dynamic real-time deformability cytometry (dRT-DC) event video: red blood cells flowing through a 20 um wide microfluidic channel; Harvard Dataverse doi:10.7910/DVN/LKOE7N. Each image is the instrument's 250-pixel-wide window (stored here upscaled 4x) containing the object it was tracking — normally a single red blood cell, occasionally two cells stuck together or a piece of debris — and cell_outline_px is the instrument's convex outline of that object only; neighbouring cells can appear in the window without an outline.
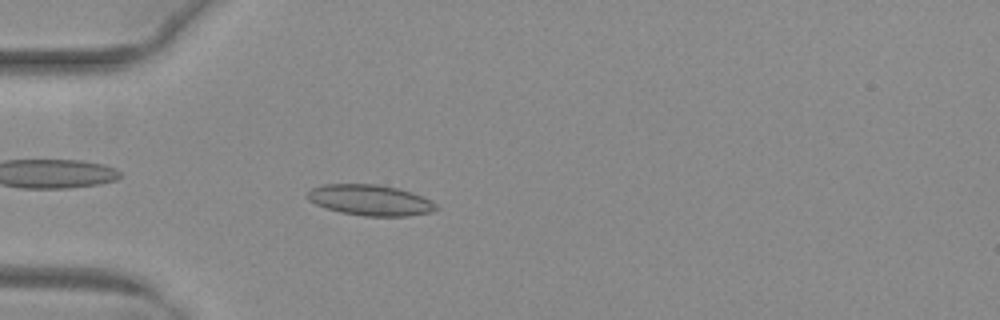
{"species": "common noctule bat (a hibernating species)", "species_latin": "Nyctalus noctula", "temperature_condition": "warm", "stored_images_in_passage": 51, "camera_frame_rate_fps": 3000, "um_per_image_px": 0.085, "animal": {"sex": "female", "body_mass_g": 29.2, "forearm_length_mm": 56.3}, "frame": {"image": 1, "passage_image": 15, "time_ms": 4.667, "image_size_px": [1000, 320], "cell_outline_px": [[440, 208], [432, 212], [408, 216], [364, 216], [340, 212], [316, 204], [308, 200], [308, 192], [312, 188], [324, 184], [376, 184], [400, 188], [412, 192], [432, 200]], "centroid_in_image_um": [31.53, 17.01], "position_along_channel_um": 53.5, "area_um2": 23.18}}
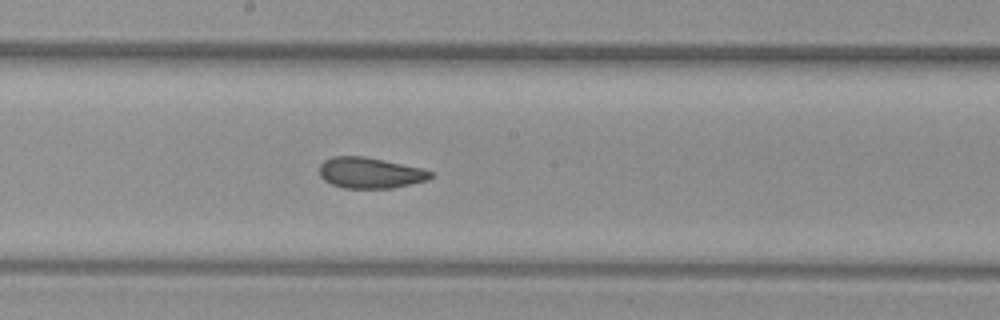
{"frame": {"image": 2, "passage_image": 28, "time_ms": 9.0, "image_size_px": [1000, 320], "cell_outline_px": [[432, 176], [428, 180], [392, 188], [344, 188], [332, 184], [324, 180], [320, 176], [320, 164], [324, 160], [332, 156], [364, 156], [420, 168], [432, 172]], "centroid_in_image_um": [31.42, 14.69], "position_along_channel_um": 216.8, "area_um2": 19.83}}
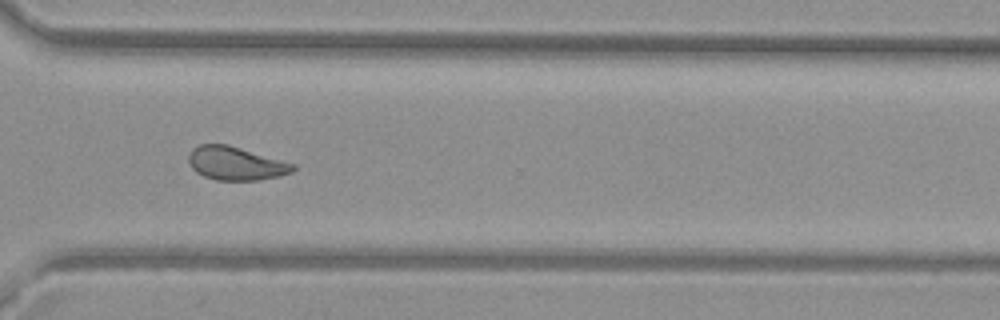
{"frame": {"image": 3, "passage_image": 38, "time_ms": 12.333, "image_size_px": [1000, 320], "cell_outline_px": [[296, 168], [292, 172], [280, 176], [260, 180], [216, 180], [204, 176], [196, 172], [192, 168], [188, 160], [188, 156], [192, 148], [200, 144], [228, 144], [296, 164]], "centroid_in_image_um": [20.05, 13.89], "position_along_channel_um": 350.5, "area_um2": 20.46}, "authors_computed_cell_mechanics": {"area_um2": 21.386, "velocity_mm_per_s": 4.0221, "shape_relaxation_time_tau1_ms": 8.9798, "shape_relaxation_time_tau2_ms": 1.5307, "deformation_change_tau1": 0.1867, "deformation_change_tau2": 0.0795}}